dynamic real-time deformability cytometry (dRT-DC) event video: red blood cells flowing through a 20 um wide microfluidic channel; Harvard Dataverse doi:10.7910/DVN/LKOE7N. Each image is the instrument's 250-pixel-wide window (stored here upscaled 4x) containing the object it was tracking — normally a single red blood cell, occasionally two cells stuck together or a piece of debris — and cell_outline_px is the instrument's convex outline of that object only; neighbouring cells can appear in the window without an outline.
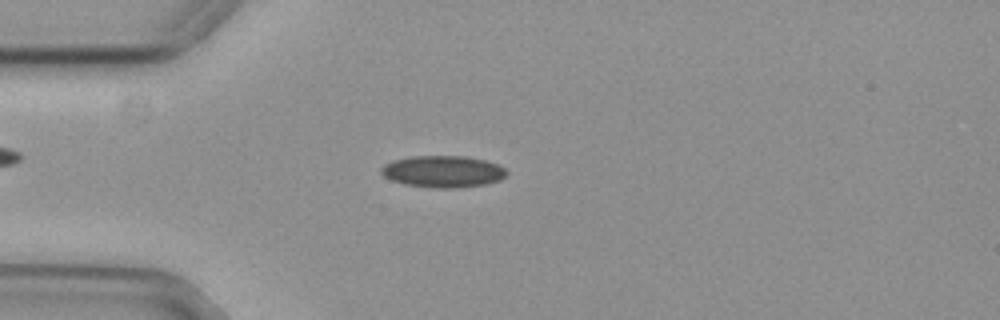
{"species": "common noctule bat (a hibernating species)", "species_latin": "Nyctalus noctula", "temperature_condition": "cold", "stored_images_in_passage": 55, "camera_frame_rate_fps": 3000, "um_per_image_px": 0.085, "animal": {"sex": "female", "body_mass_g": 29.2, "forearm_length_mm": 56.3}, "frame": {"image": 1, "passage_image": 14, "time_ms": 4.333, "image_size_px": [1000, 320], "cell_outline_px": [[508, 176], [500, 180], [484, 184], [452, 188], [432, 188], [404, 184], [392, 180], [384, 176], [380, 172], [380, 168], [384, 164], [392, 160], [412, 156], [464, 156], [484, 160], [500, 164], [508, 172]], "centroid_in_image_um": [37.66, 14.57], "position_along_channel_um": 47.3, "area_um2": 23.35}}
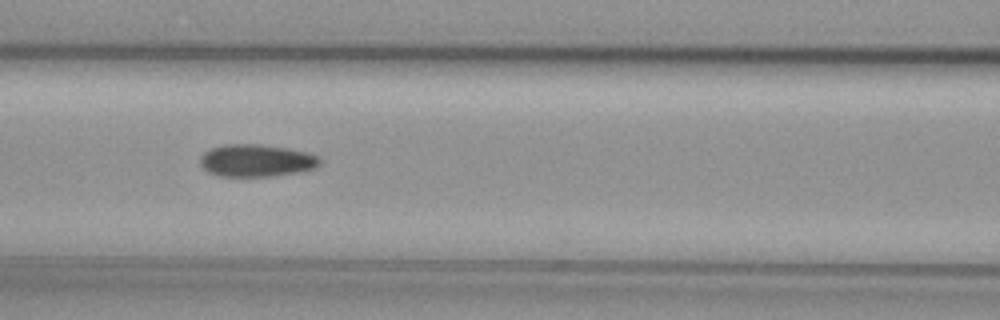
{"frame": {"image": 2, "passage_image": 23, "time_ms": 7.333, "image_size_px": [1000, 320], "cell_outline_px": [[320, 164], [316, 168], [300, 172], [272, 176], [220, 176], [208, 172], [200, 164], [200, 156], [204, 152], [212, 148], [224, 144], [260, 144], [288, 148], [308, 152], [320, 156]], "centroid_in_image_um": [21.82, 13.64], "position_along_channel_um": 144.8, "area_um2": 22.77}}
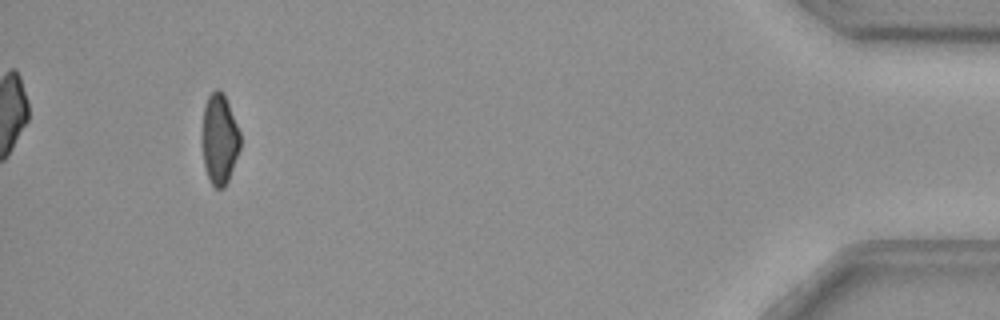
{"frame": {"image": 3, "passage_image": 51, "time_ms": 16.667, "image_size_px": [1000, 320], "cell_outline_px": [[240, 148], [228, 180], [224, 188], [216, 188], [212, 184], [208, 176], [204, 164], [200, 140], [200, 136], [204, 104], [208, 96], [216, 88], [220, 88], [224, 92], [240, 132]], "centroid_in_image_um": [18.62, 11.77], "position_along_channel_um": 416.6, "area_um2": 20.52}, "authors_computed_cell_mechanics": {"area_um2": 22.0218, "velocity_mm_per_s": 3.7206, "shape_relaxation_time_tau1_ms": 5.3699, "shape_relaxation_time_tau2_ms": null, "deformation_change_tau1": 0.1159, "deformation_change_tau2": null}}